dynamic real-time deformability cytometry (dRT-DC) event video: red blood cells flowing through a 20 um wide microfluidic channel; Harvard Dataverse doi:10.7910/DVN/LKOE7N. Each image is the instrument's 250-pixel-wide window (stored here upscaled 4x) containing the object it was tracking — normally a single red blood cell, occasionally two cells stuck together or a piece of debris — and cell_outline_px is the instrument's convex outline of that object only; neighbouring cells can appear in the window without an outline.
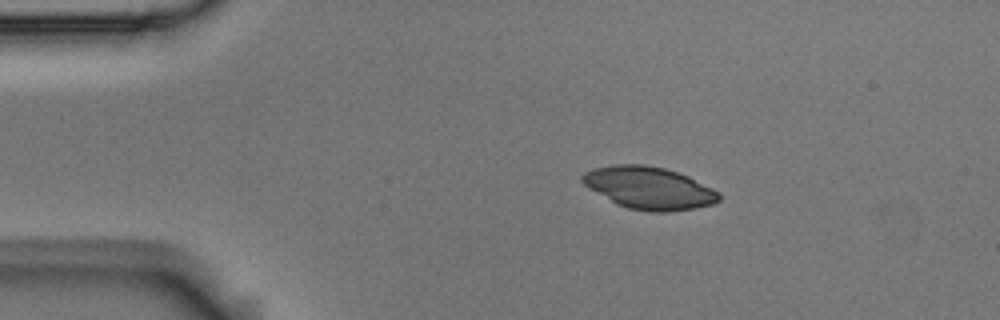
{"species": "Egyptian fruit bat (a non-hibernating species)", "species_latin": "Rousettus aegyptiacus", "temperature_condition": "room temperature", "stored_images_in_passage": 4, "camera_frame_rate_fps": 3000, "um_per_image_px": 0.085, "animal": {"sex": "male"}, "frame": {"image": 1, "passage_image": 3, "time_ms": 0.667, "image_size_px": [1000, 320], "cell_outline_px": [[720, 200], [712, 204], [696, 208], [668, 212], [648, 212], [628, 208], [616, 204], [584, 184], [580, 180], [580, 176], [584, 172], [592, 168], [612, 164], [644, 164], [664, 168], [688, 176], [720, 192]], "centroid_in_image_um": [55.16, 15.97], "position_along_channel_um": 29.8, "area_um2": 33.81}}